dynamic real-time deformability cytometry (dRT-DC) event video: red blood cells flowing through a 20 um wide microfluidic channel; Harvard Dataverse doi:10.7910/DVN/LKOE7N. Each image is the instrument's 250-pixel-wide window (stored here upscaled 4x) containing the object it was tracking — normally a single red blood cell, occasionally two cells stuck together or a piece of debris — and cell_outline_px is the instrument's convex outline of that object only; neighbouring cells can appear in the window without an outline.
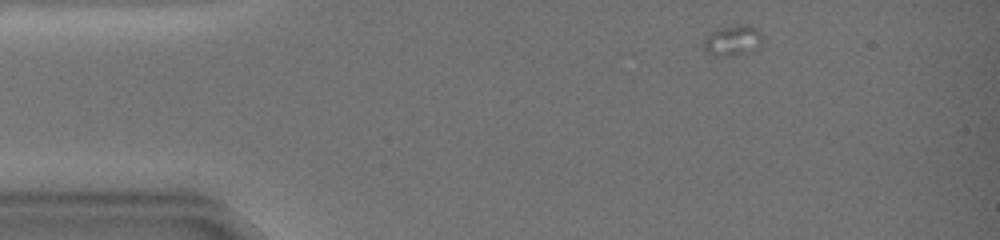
{"species": "common noctule bat (a hibernating species)", "species_latin": "Nyctalus noctula", "temperature_condition": "warm", "stored_images_in_passage": 1, "camera_frame_rate_fps": 3000, "um_per_image_px": 0.085, "animal": {"sex": "female", "body_mass_g": 19.0, "forearm_length_mm": 51.5}, "frame": {"image": 1, "passage_image": 1, "time_ms": 0.0, "image_size_px": [1000, 240], "cell_outline_px": [[760, 48], [732, 56], [712, 56], [704, 48], [704, 40], [712, 32], [720, 28], [740, 24], [748, 24], [756, 28], [760, 32]], "centroid_in_image_um": [62.29, 3.45], "position_along_channel_um": 22.7, "area_um2": 10.29}}